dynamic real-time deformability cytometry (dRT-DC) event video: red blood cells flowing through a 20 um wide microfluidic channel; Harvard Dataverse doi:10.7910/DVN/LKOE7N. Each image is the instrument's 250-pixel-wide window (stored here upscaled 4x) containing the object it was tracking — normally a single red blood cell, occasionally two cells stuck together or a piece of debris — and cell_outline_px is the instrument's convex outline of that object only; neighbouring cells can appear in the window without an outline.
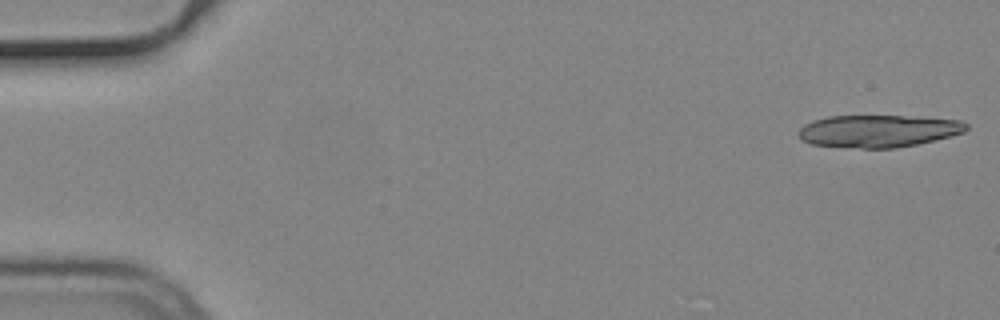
{"species": "common noctule bat (a hibernating species)", "species_latin": "Nyctalus noctula", "temperature_condition": "cold", "stored_images_in_passage": 17, "camera_frame_rate_fps": 3000, "um_per_image_px": 0.085, "animal": {"sex": "male", "body_mass_g": 19.2, "forearm_length_mm": 51.8}, "frame": {"image": 1, "passage_image": 1, "time_ms": 0.0, "image_size_px": [1000, 320], "cell_outline_px": [[968, 128], [964, 132], [916, 144], [896, 148], [860, 148], [812, 144], [800, 140], [796, 136], [796, 132], [804, 124], [812, 120], [828, 116], [900, 116], [960, 120], [968, 124]], "centroid_in_image_um": [74.57, 11.13], "position_along_channel_um": 10.4, "area_um2": 31.5}}